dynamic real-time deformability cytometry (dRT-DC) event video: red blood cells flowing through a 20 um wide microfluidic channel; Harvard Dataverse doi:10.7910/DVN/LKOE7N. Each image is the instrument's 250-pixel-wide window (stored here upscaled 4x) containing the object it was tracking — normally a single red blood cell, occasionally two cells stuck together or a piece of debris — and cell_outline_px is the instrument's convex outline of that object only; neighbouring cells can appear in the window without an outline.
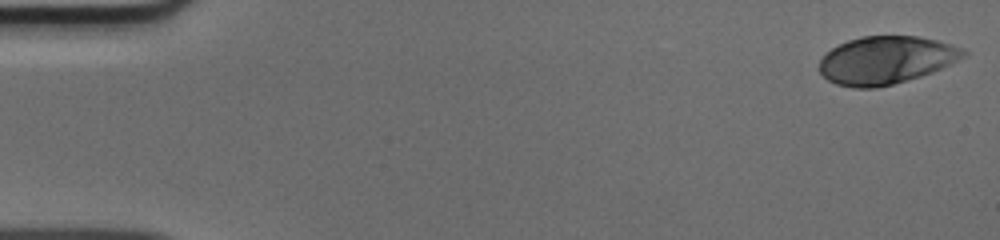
{"species": "human", "species_latin": "Homo sapiens", "temperature_condition": "cold", "stored_images_in_passage": 50, "camera_frame_rate_fps": 3000, "um_per_image_px": 0.085, "donor": {"sex": "male"}, "frame": {"image": 1, "passage_image": 1, "time_ms": 0.0, "image_size_px": [1000, 240], "cell_outline_px": [[968, 56], [932, 72], [920, 76], [892, 84], [876, 88], [852, 88], [836, 84], [828, 80], [816, 68], [820, 60], [832, 48], [848, 40], [860, 36], [916, 36], [936, 40], [952, 44], [964, 48], [968, 52]], "centroid_in_image_um": [75.32, 5.11], "position_along_channel_um": 9.7, "area_um2": 40.29}}
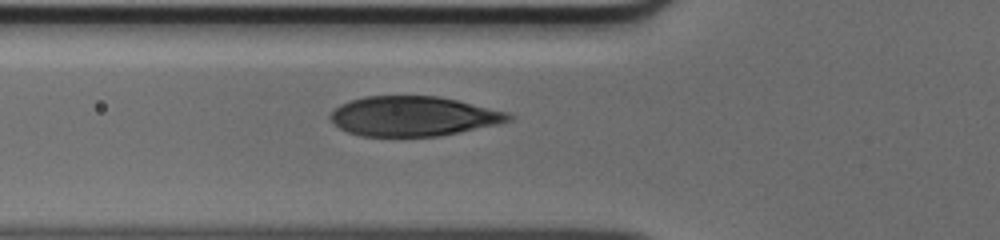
{"frame": {"image": 2, "passage_image": 18, "time_ms": 5.667, "image_size_px": [1000, 240], "cell_outline_px": [[516, 116], [512, 120], [496, 124], [460, 132], [440, 136], [360, 136], [348, 132], [340, 128], [328, 116], [340, 104], [364, 96], [440, 96], [508, 112]], "centroid_in_image_um": [35.15, 9.88], "position_along_channel_um": 90.7, "area_um2": 41.21}}
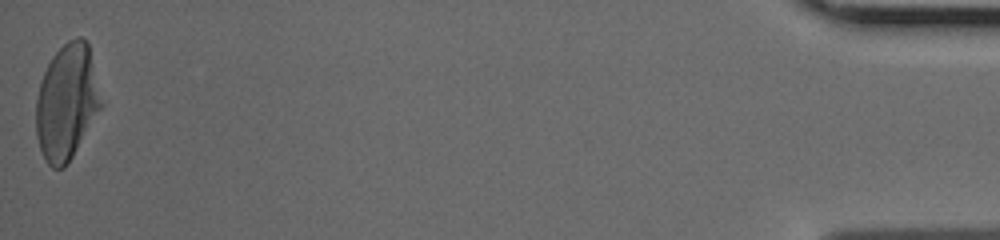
{"frame": {"image": 3, "passage_image": 50, "time_ms": 16.333, "image_size_px": [1000, 240], "cell_outline_px": [[104, 104], [68, 164], [64, 168], [52, 168], [48, 164], [40, 148], [36, 136], [36, 100], [40, 80], [52, 56], [68, 40], [76, 36], [80, 36], [88, 44]], "centroid_in_image_um": [5.69, 8.69], "position_along_channel_um": 429.5, "area_um2": 43.99}}